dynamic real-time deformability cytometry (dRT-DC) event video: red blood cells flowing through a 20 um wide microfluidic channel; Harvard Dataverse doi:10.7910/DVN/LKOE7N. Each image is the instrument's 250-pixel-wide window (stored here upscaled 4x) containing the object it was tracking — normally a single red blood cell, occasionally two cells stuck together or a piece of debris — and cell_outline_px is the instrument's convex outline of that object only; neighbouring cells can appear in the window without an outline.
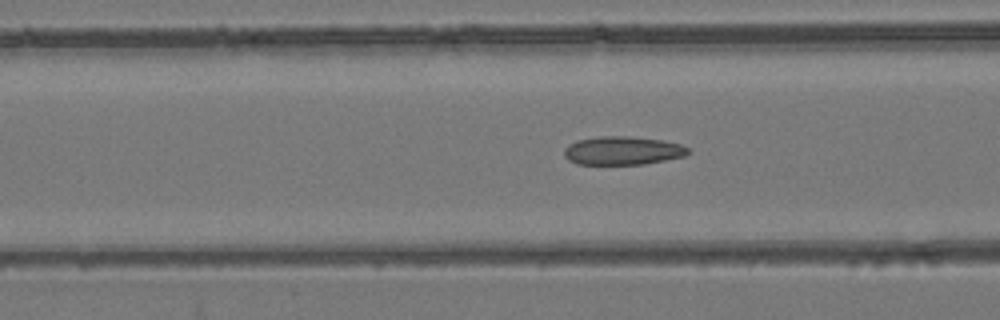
{"species": "common noctule bat (a hibernating species)", "species_latin": "Nyctalus noctula", "temperature_condition": "room temperature", "stored_images_in_passage": 52, "camera_frame_rate_fps": 3000, "um_per_image_px": 0.085, "animal": {"sex": "female", "body_mass_g": 24.6, "forearm_length_mm": 56.2}, "frame": {"image": 1, "passage_image": 19, "time_ms": 6.0, "image_size_px": [1000, 320], "cell_outline_px": [[692, 152], [684, 156], [644, 164], [576, 164], [568, 160], [564, 156], [564, 148], [568, 144], [576, 140], [600, 136], [628, 136], [660, 140], [680, 144], [688, 148]], "centroid_in_image_um": [52.89, 12.8], "position_along_channel_um": 113.7, "area_um2": 20.58}}
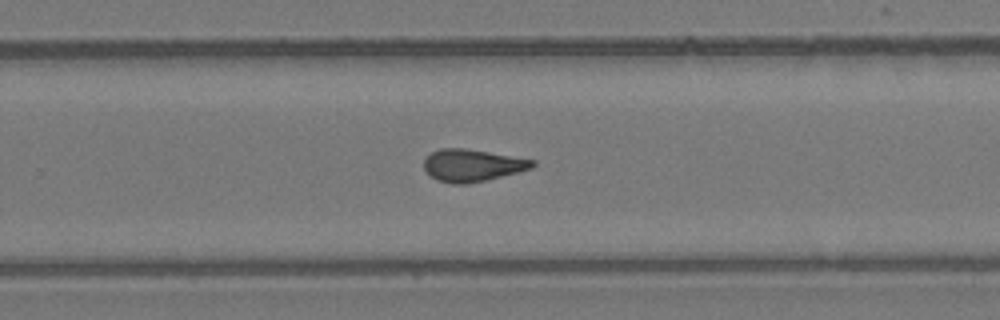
{"frame": {"image": 2, "passage_image": 33, "time_ms": 10.667, "image_size_px": [1000, 320], "cell_outline_px": [[536, 164], [532, 168], [468, 184], [452, 184], [436, 180], [424, 168], [424, 160], [432, 152], [440, 148], [464, 148], [536, 160]], "centroid_in_image_um": [40.13, 14.05], "position_along_channel_um": 289.7, "area_um2": 20.11}}
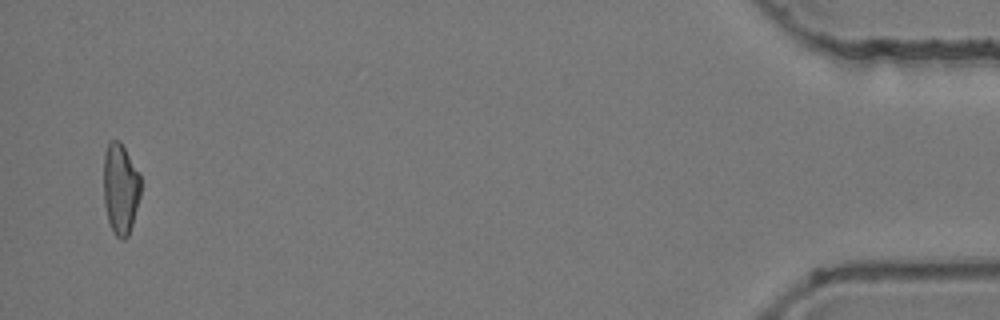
{"frame": {"image": 3, "passage_image": 51, "time_ms": 16.667, "image_size_px": [1000, 320], "cell_outline_px": [[140, 196], [132, 224], [128, 236], [124, 240], [120, 240], [112, 232], [108, 220], [104, 204], [104, 152], [108, 144], [112, 140], [120, 140], [140, 172]], "centroid_in_image_um": [10.24, 16.03], "position_along_channel_um": 425.0, "area_um2": 19.88}, "authors_computed_cell_mechanics": {"area_um2": 20.4034, "velocity_mm_per_s": 3.7758, "shape_relaxation_time_tau1_ms": null, "shape_relaxation_time_tau2_ms": 3.2307, "deformation_change_tau1": null, "deformation_change_tau2": 0.0988}}